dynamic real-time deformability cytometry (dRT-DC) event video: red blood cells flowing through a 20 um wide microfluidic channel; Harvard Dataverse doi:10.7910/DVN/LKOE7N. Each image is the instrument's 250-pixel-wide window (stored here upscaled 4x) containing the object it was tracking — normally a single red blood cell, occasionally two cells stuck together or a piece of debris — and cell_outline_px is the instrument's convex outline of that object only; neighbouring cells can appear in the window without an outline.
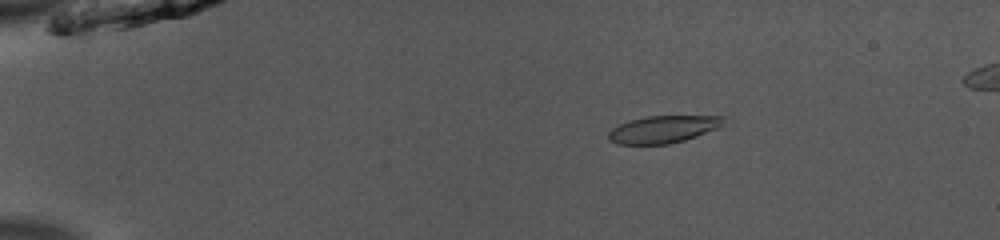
{"species": "common noctule bat (a hibernating species)", "species_latin": "Nyctalus noctula", "temperature_condition": "room temperature", "stored_images_in_passage": 52, "camera_frame_rate_fps": 3000, "um_per_image_px": 0.085, "animal": {"sex": "male", "body_mass_g": 13.0, "forearm_length_mm": 53.1}, "frame": {"image": 1, "passage_image": 10, "time_ms": 3.0, "image_size_px": [1000, 240], "cell_outline_px": [[724, 124], [720, 128], [684, 140], [668, 144], [616, 144], [608, 140], [608, 132], [612, 128], [628, 120], [648, 116], [724, 116]], "centroid_in_image_um": [56.36, 10.99], "position_along_channel_um": 28.6, "area_um2": 18.38}}
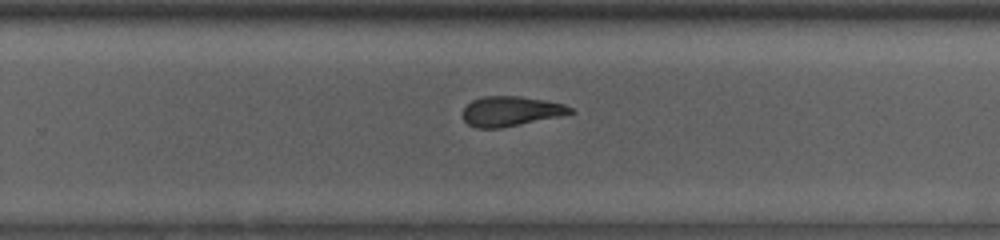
{"frame": {"image": 2, "passage_image": 35, "time_ms": 11.333, "image_size_px": [1000, 240], "cell_outline_px": [[576, 112], [560, 116], [500, 128], [476, 128], [468, 124], [464, 120], [464, 108], [472, 100], [484, 96], [520, 96], [544, 100], [564, 104], [572, 108]], "centroid_in_image_um": [43.43, 9.45], "position_along_channel_um": 286.4, "area_um2": 18.55}}
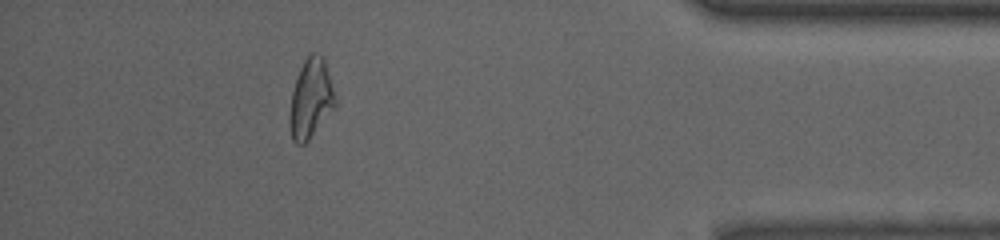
{"frame": {"image": 3, "passage_image": 47, "time_ms": 15.333, "image_size_px": [1000, 240], "cell_outline_px": [[336, 104], [308, 140], [304, 144], [296, 144], [292, 140], [288, 120], [288, 116], [292, 92], [300, 68], [308, 52], [316, 52], [324, 56], [336, 100]], "centroid_in_image_um": [26.39, 8.35], "position_along_channel_um": 408.8, "area_um2": 20.98}, "authors_computed_cell_mechanics": {"area_um2": 19.5942, "velocity_mm_per_s": 3.9544, "shape_relaxation_time_tau1_ms": 4.7461, "shape_relaxation_time_tau2_ms": 2.6993, "deformation_change_tau1": 0.1643, "deformation_change_tau2": 0.1128}}